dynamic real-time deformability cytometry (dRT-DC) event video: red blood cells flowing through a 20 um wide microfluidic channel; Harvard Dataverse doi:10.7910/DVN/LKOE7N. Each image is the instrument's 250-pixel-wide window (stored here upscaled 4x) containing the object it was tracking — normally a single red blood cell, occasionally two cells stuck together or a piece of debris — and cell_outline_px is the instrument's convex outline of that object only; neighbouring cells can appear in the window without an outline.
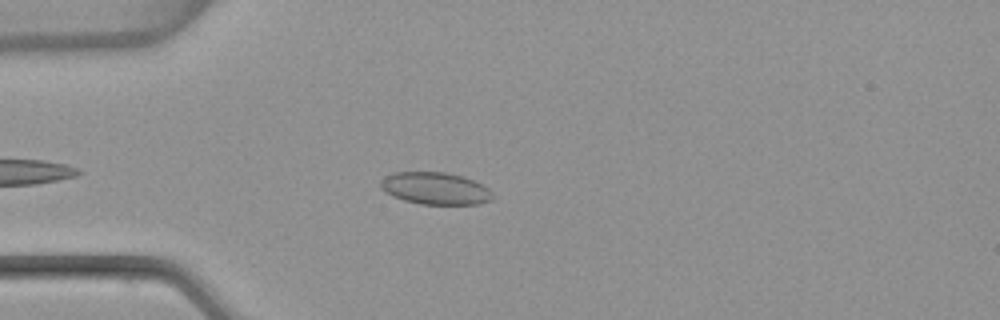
{"species": "common noctule bat (a hibernating species)", "species_latin": "Nyctalus noctula", "temperature_condition": "warm", "stored_images_in_passage": 38, "camera_frame_rate_fps": 3000, "um_per_image_px": 0.085, "animal": {"sex": "female", "body_mass_g": 22.7, "forearm_length_mm": 54.2}, "frame": {"image": 1, "passage_image": 7, "time_ms": 2.0, "image_size_px": [1000, 320], "cell_outline_px": [[492, 200], [480, 204], [420, 204], [404, 200], [392, 196], [380, 188], [380, 180], [384, 176], [392, 172], [444, 172], [460, 176], [472, 180], [488, 188], [492, 192]], "centroid_in_image_um": [36.96, 16.01], "position_along_channel_um": 48.0, "area_um2": 20.98}}
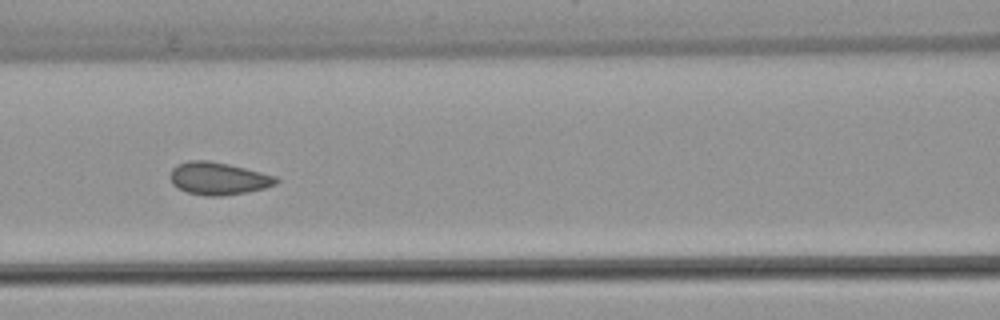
{"frame": {"image": 2, "passage_image": 16, "time_ms": 5.0, "image_size_px": [1000, 320], "cell_outline_px": [[280, 180], [276, 184], [264, 188], [244, 192], [220, 196], [204, 196], [188, 192], [176, 188], [172, 184], [168, 176], [172, 168], [176, 164], [188, 160], [208, 160], [228, 164], [276, 176]], "centroid_in_image_um": [18.49, 15.16], "position_along_channel_um": 148.1, "area_um2": 20.17}}
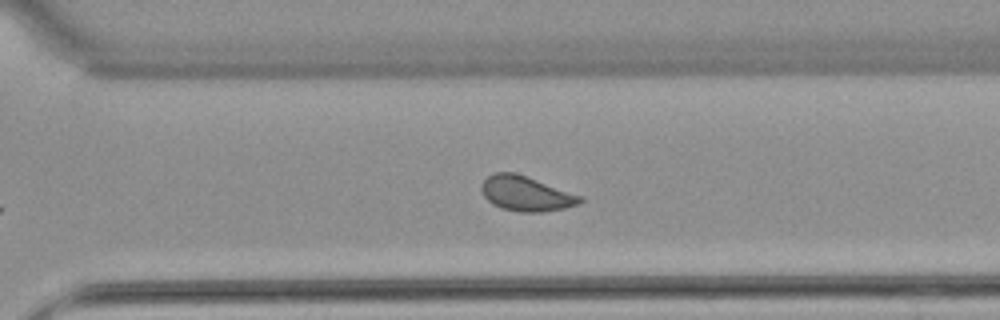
{"frame": {"image": 3, "passage_image": 30, "time_ms": 9.667, "image_size_px": [1000, 320], "cell_outline_px": [[584, 200], [580, 204], [564, 208], [540, 212], [520, 212], [504, 208], [492, 204], [484, 196], [480, 188], [484, 180], [488, 176], [496, 172], [516, 172], [584, 196]], "centroid_in_image_um": [44.75, 16.45], "position_along_channel_um": 325.8, "area_um2": 20.17}, "authors_computed_cell_mechanics": {"area_um2": 20.0566, "velocity_mm_per_s": 3.8151, "shape_relaxation_time_tau1_ms": null, "shape_relaxation_time_tau2_ms": 0.8474, "deformation_change_tau1": null, "deformation_change_tau2": 0.0456}}